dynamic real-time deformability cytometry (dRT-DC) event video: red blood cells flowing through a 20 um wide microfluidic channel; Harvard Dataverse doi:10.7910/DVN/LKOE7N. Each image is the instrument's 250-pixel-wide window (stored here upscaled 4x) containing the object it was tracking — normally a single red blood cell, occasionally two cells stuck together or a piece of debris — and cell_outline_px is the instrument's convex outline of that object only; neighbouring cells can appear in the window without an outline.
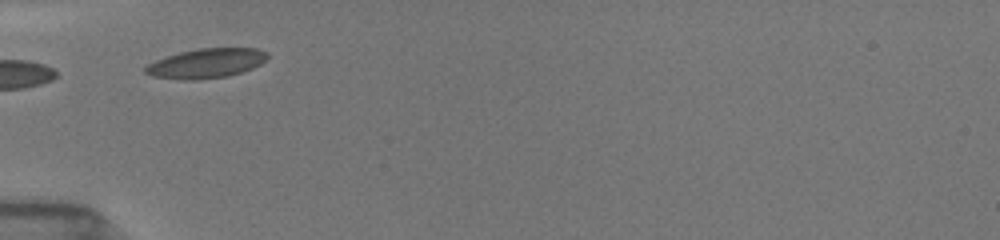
{"species": "common noctule bat (a hibernating species)", "species_latin": "Nyctalus noctula", "temperature_condition": "room temperature", "stored_images_in_passage": 3, "camera_frame_rate_fps": 3000, "um_per_image_px": 0.085, "animal": {"sex": "female", "body_mass_g": 19.5, "forearm_length_mm": 54.1}, "frame": {"image": 1, "passage_image": 2, "time_ms": 0.667, "image_size_px": [1000, 240], "cell_outline_px": [[268, 56], [260, 64], [252, 68], [228, 76], [192, 80], [184, 80], [152, 76], [144, 72], [140, 68], [156, 60], [180, 52], [200, 48], [256, 48], [268, 52]], "centroid_in_image_um": [17.49, 5.38], "position_along_channel_um": 67.5, "area_um2": 20.92}}